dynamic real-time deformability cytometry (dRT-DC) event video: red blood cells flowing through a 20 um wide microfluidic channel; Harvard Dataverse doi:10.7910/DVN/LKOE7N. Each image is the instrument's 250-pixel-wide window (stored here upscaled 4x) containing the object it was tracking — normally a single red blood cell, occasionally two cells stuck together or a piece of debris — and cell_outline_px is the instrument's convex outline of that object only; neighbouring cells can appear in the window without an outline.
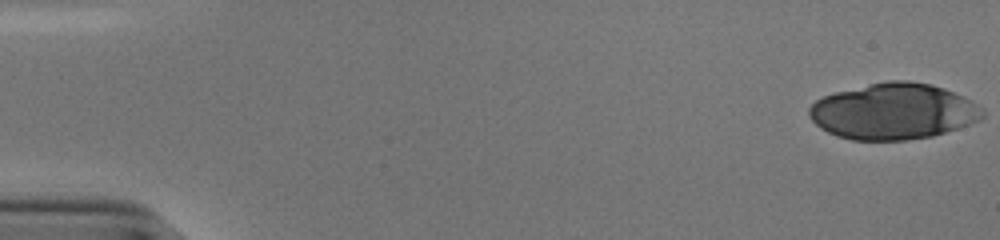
{"species": "human", "species_latin": "Homo sapiens", "temperature_condition": "cold", "stored_images_in_passage": 21, "camera_frame_rate_fps": 3000, "um_per_image_px": 0.085, "donor": {"sex": "male"}, "frame": {"image": 1, "passage_image": 1, "time_ms": 0.0, "image_size_px": [1000, 240], "cell_outline_px": [[984, 116], [980, 120], [932, 136], [904, 140], [852, 140], [836, 136], [820, 128], [808, 116], [808, 108], [816, 100], [824, 96], [836, 92], [888, 80], [908, 80], [932, 84], [944, 88], [964, 96], [972, 100], [984, 112]], "centroid_in_image_um": [75.93, 9.46], "position_along_channel_um": 9.1, "area_um2": 56.59}}
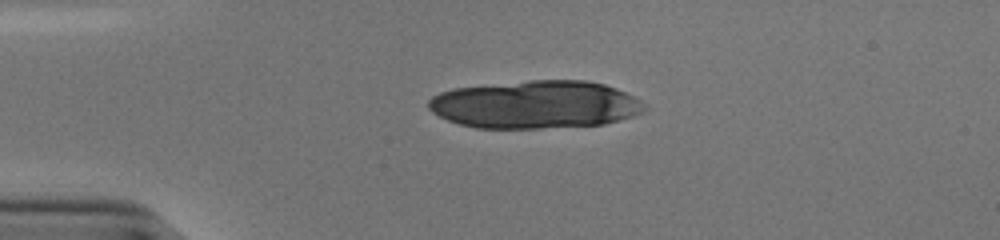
{"frame": {"image": 2, "passage_image": 13, "time_ms": 4.0, "image_size_px": [1000, 240], "cell_outline_px": [[648, 108], [644, 112], [620, 120], [604, 124], [540, 128], [476, 128], [460, 124], [448, 120], [432, 112], [428, 108], [428, 100], [432, 96], [440, 92], [452, 88], [532, 80], [584, 80], [604, 84], [616, 88], [640, 100]], "centroid_in_image_um": [45.5, 8.89], "position_along_channel_um": 39.5, "area_um2": 60.29}}